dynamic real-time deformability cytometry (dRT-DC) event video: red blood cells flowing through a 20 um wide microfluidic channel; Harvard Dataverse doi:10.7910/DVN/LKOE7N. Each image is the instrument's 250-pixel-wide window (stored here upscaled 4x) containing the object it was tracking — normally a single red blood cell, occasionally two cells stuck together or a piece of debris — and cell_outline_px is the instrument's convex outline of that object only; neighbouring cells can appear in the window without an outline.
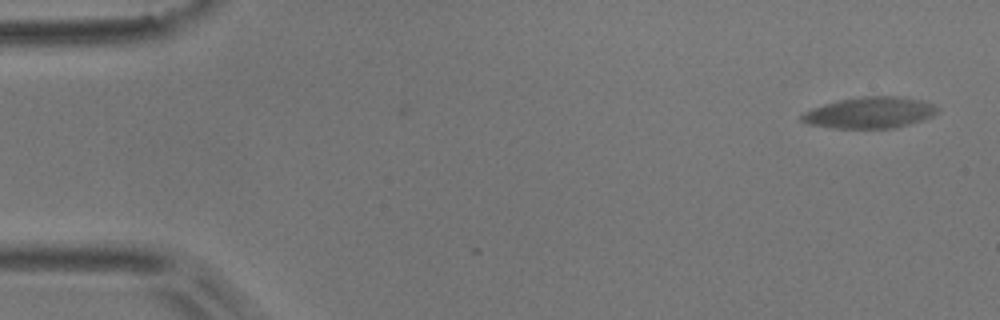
{"species": "common noctule bat (a hibernating species)", "species_latin": "Nyctalus noctula", "temperature_condition": "room temperature", "stored_images_in_passage": 2, "camera_frame_rate_fps": 3000, "um_per_image_px": 0.085, "animal": {"sex": "male", "body_mass_g": 17.9}, "frame": {"image": 1, "passage_image": 2, "time_ms": 0.333, "image_size_px": [1000, 320], "cell_outline_px": [[940, 112], [924, 120], [896, 128], [832, 128], [808, 124], [800, 120], [800, 116], [804, 112], [812, 108], [824, 104], [840, 100], [864, 96], [900, 96], [920, 100], [932, 104], [940, 108]], "centroid_in_image_um": [73.96, 9.58], "position_along_channel_um": 11.0, "area_um2": 24.85}}